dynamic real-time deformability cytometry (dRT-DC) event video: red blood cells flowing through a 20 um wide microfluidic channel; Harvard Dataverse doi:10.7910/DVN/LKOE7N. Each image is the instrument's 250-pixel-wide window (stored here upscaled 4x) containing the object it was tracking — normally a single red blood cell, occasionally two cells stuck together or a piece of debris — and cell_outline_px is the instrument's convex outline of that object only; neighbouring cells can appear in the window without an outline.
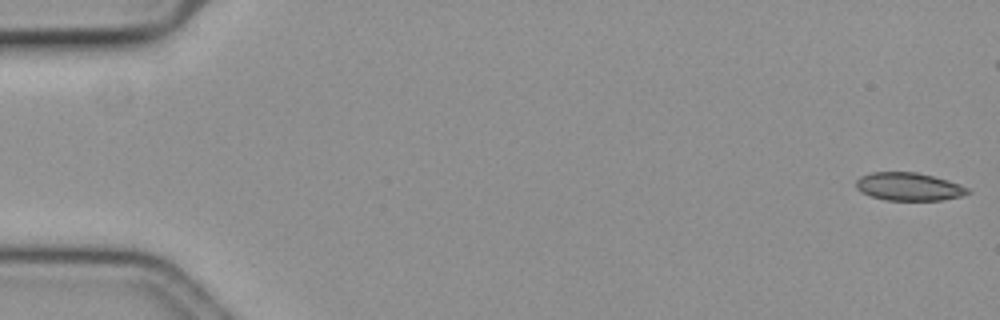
{"species": "common noctule bat (a hibernating species)", "species_latin": "Nyctalus noctula", "temperature_condition": "cold", "stored_images_in_passage": 51, "camera_frame_rate_fps": 3000, "um_per_image_px": 0.085, "animal": {"sex": "female", "body_mass_g": 19.3, "forearm_length_mm": 54.1}, "frame": {"image": 1, "passage_image": 1, "time_ms": 0.0, "image_size_px": [1000, 320], "cell_outline_px": [[972, 192], [960, 196], [940, 200], [884, 200], [860, 192], [856, 188], [856, 180], [860, 176], [872, 172], [916, 172], [932, 176], [968, 188]], "centroid_in_image_um": [77.18, 15.87], "position_along_channel_um": 7.8, "area_um2": 17.98}}
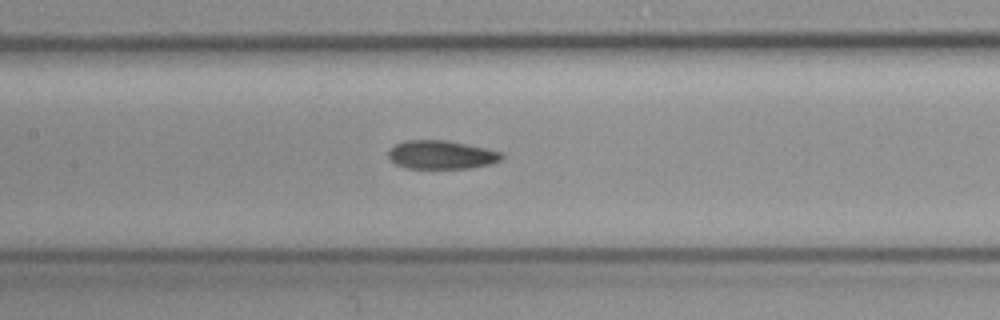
{"frame": {"image": 2, "passage_image": 28, "time_ms": 9.0, "image_size_px": [1000, 320], "cell_outline_px": [[504, 156], [500, 160], [492, 164], [472, 168], [404, 168], [396, 164], [388, 156], [388, 152], [396, 144], [404, 140], [444, 140], [484, 148], [500, 152]], "centroid_in_image_um": [37.51, 13.16], "position_along_channel_um": 169.9, "area_um2": 18.67}}
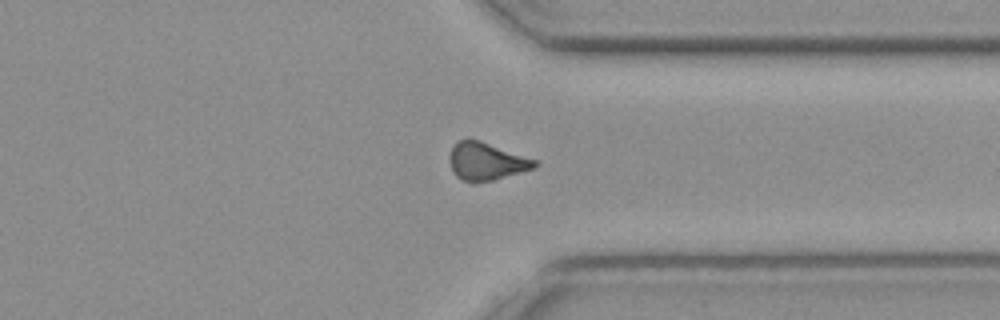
{"frame": {"image": 3, "passage_image": 45, "time_ms": 14.667, "image_size_px": [1000, 320], "cell_outline_px": [[540, 164], [536, 168], [492, 180], [460, 180], [456, 176], [452, 168], [448, 156], [452, 148], [460, 140], [468, 136], [480, 140], [536, 160]], "centroid_in_image_um": [41.34, 13.67], "position_along_channel_um": 370.1, "area_um2": 18.5}}